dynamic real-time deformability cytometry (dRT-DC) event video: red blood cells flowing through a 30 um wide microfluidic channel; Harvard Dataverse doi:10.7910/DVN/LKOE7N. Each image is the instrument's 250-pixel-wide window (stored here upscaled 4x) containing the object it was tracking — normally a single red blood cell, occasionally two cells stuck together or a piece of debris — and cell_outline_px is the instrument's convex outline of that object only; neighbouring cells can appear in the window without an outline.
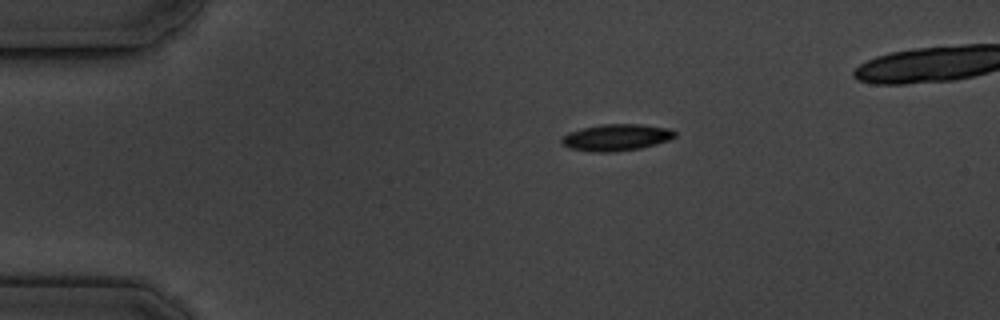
{"species": "common noctule bat (a hibernating species)", "species_latin": "Nyctalus noctula", "temperature_condition": "cold", "stored_images_in_passage": 4, "camera_frame_rate_fps": 3000, "um_per_image_px": 0.085, "animal": {"sex": "male", "body_mass_g": 19.5, "forearm_length_mm": 54.6}, "frame": {"image": 1, "passage_image": 1, "time_ms": 0.0, "image_size_px": [1000, 320], "cell_outline_px": [[676, 136], [668, 140], [656, 144], [640, 148], [612, 152], [592, 152], [568, 148], [560, 144], [560, 136], [568, 132], [600, 124], [640, 124], [672, 128], [676, 132]], "centroid_in_image_um": [52.35, 11.68], "position_along_channel_um": 32.6, "area_um2": 17.86}}